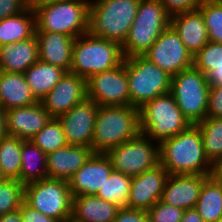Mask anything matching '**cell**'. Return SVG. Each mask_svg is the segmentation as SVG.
I'll return each mask as SVG.
<instances>
[{"label": "cell", "instance_id": "obj_1", "mask_svg": "<svg viewBox=\"0 0 222 222\" xmlns=\"http://www.w3.org/2000/svg\"><path fill=\"white\" fill-rule=\"evenodd\" d=\"M160 164L168 174L212 175L214 165L206 157L201 131L191 124L159 144Z\"/></svg>", "mask_w": 222, "mask_h": 222}, {"label": "cell", "instance_id": "obj_2", "mask_svg": "<svg viewBox=\"0 0 222 222\" xmlns=\"http://www.w3.org/2000/svg\"><path fill=\"white\" fill-rule=\"evenodd\" d=\"M140 133L139 109L127 106H99L92 138L93 153L106 154L110 149Z\"/></svg>", "mask_w": 222, "mask_h": 222}, {"label": "cell", "instance_id": "obj_3", "mask_svg": "<svg viewBox=\"0 0 222 222\" xmlns=\"http://www.w3.org/2000/svg\"><path fill=\"white\" fill-rule=\"evenodd\" d=\"M140 0H91L87 33L122 45L134 23Z\"/></svg>", "mask_w": 222, "mask_h": 222}, {"label": "cell", "instance_id": "obj_4", "mask_svg": "<svg viewBox=\"0 0 222 222\" xmlns=\"http://www.w3.org/2000/svg\"><path fill=\"white\" fill-rule=\"evenodd\" d=\"M123 61L119 43L86 33L74 40L70 73L88 80L92 75L111 70Z\"/></svg>", "mask_w": 222, "mask_h": 222}, {"label": "cell", "instance_id": "obj_5", "mask_svg": "<svg viewBox=\"0 0 222 222\" xmlns=\"http://www.w3.org/2000/svg\"><path fill=\"white\" fill-rule=\"evenodd\" d=\"M170 23L171 15L159 0H140L134 23L121 45L124 58L143 56Z\"/></svg>", "mask_w": 222, "mask_h": 222}, {"label": "cell", "instance_id": "obj_6", "mask_svg": "<svg viewBox=\"0 0 222 222\" xmlns=\"http://www.w3.org/2000/svg\"><path fill=\"white\" fill-rule=\"evenodd\" d=\"M139 120L140 132L159 144L191 125L171 92L159 95L139 108Z\"/></svg>", "mask_w": 222, "mask_h": 222}, {"label": "cell", "instance_id": "obj_7", "mask_svg": "<svg viewBox=\"0 0 222 222\" xmlns=\"http://www.w3.org/2000/svg\"><path fill=\"white\" fill-rule=\"evenodd\" d=\"M91 0H61L34 10L35 32H57L77 38L88 31Z\"/></svg>", "mask_w": 222, "mask_h": 222}, {"label": "cell", "instance_id": "obj_8", "mask_svg": "<svg viewBox=\"0 0 222 222\" xmlns=\"http://www.w3.org/2000/svg\"><path fill=\"white\" fill-rule=\"evenodd\" d=\"M210 84L207 75L195 66L180 71L171 78V93L190 124L207 117Z\"/></svg>", "mask_w": 222, "mask_h": 222}, {"label": "cell", "instance_id": "obj_9", "mask_svg": "<svg viewBox=\"0 0 222 222\" xmlns=\"http://www.w3.org/2000/svg\"><path fill=\"white\" fill-rule=\"evenodd\" d=\"M130 106L141 108L159 95L171 91V78L167 72L144 56L126 58Z\"/></svg>", "mask_w": 222, "mask_h": 222}, {"label": "cell", "instance_id": "obj_10", "mask_svg": "<svg viewBox=\"0 0 222 222\" xmlns=\"http://www.w3.org/2000/svg\"><path fill=\"white\" fill-rule=\"evenodd\" d=\"M72 195L68 181L44 178L24 186V201L47 217L70 222Z\"/></svg>", "mask_w": 222, "mask_h": 222}, {"label": "cell", "instance_id": "obj_11", "mask_svg": "<svg viewBox=\"0 0 222 222\" xmlns=\"http://www.w3.org/2000/svg\"><path fill=\"white\" fill-rule=\"evenodd\" d=\"M106 155L111 160L113 171L131 177L160 164L159 143L141 132L118 147L110 149Z\"/></svg>", "mask_w": 222, "mask_h": 222}, {"label": "cell", "instance_id": "obj_12", "mask_svg": "<svg viewBox=\"0 0 222 222\" xmlns=\"http://www.w3.org/2000/svg\"><path fill=\"white\" fill-rule=\"evenodd\" d=\"M87 97L99 106L130 105L126 58L119 66L92 75L87 80Z\"/></svg>", "mask_w": 222, "mask_h": 222}, {"label": "cell", "instance_id": "obj_13", "mask_svg": "<svg viewBox=\"0 0 222 222\" xmlns=\"http://www.w3.org/2000/svg\"><path fill=\"white\" fill-rule=\"evenodd\" d=\"M170 76L194 66V56L170 25L143 55Z\"/></svg>", "mask_w": 222, "mask_h": 222}, {"label": "cell", "instance_id": "obj_14", "mask_svg": "<svg viewBox=\"0 0 222 222\" xmlns=\"http://www.w3.org/2000/svg\"><path fill=\"white\" fill-rule=\"evenodd\" d=\"M99 105L86 97L58 117L68 145L92 147L95 119Z\"/></svg>", "mask_w": 222, "mask_h": 222}, {"label": "cell", "instance_id": "obj_15", "mask_svg": "<svg viewBox=\"0 0 222 222\" xmlns=\"http://www.w3.org/2000/svg\"><path fill=\"white\" fill-rule=\"evenodd\" d=\"M87 97V80L67 72L40 101L52 117L58 118Z\"/></svg>", "mask_w": 222, "mask_h": 222}, {"label": "cell", "instance_id": "obj_16", "mask_svg": "<svg viewBox=\"0 0 222 222\" xmlns=\"http://www.w3.org/2000/svg\"><path fill=\"white\" fill-rule=\"evenodd\" d=\"M168 175V171L158 164L153 169L132 177L128 208L148 211L161 199Z\"/></svg>", "mask_w": 222, "mask_h": 222}, {"label": "cell", "instance_id": "obj_17", "mask_svg": "<svg viewBox=\"0 0 222 222\" xmlns=\"http://www.w3.org/2000/svg\"><path fill=\"white\" fill-rule=\"evenodd\" d=\"M112 171L111 160L106 154L93 153L68 180L72 197L96 195Z\"/></svg>", "mask_w": 222, "mask_h": 222}, {"label": "cell", "instance_id": "obj_18", "mask_svg": "<svg viewBox=\"0 0 222 222\" xmlns=\"http://www.w3.org/2000/svg\"><path fill=\"white\" fill-rule=\"evenodd\" d=\"M211 175L169 174L161 201L184 210L195 208L203 183Z\"/></svg>", "mask_w": 222, "mask_h": 222}, {"label": "cell", "instance_id": "obj_19", "mask_svg": "<svg viewBox=\"0 0 222 222\" xmlns=\"http://www.w3.org/2000/svg\"><path fill=\"white\" fill-rule=\"evenodd\" d=\"M5 112L8 135L25 141L32 139L52 118L40 101Z\"/></svg>", "mask_w": 222, "mask_h": 222}, {"label": "cell", "instance_id": "obj_20", "mask_svg": "<svg viewBox=\"0 0 222 222\" xmlns=\"http://www.w3.org/2000/svg\"><path fill=\"white\" fill-rule=\"evenodd\" d=\"M93 154L91 147L67 145L47 154V177L68 181Z\"/></svg>", "mask_w": 222, "mask_h": 222}, {"label": "cell", "instance_id": "obj_21", "mask_svg": "<svg viewBox=\"0 0 222 222\" xmlns=\"http://www.w3.org/2000/svg\"><path fill=\"white\" fill-rule=\"evenodd\" d=\"M39 60L70 72L74 37L57 32H35Z\"/></svg>", "mask_w": 222, "mask_h": 222}, {"label": "cell", "instance_id": "obj_22", "mask_svg": "<svg viewBox=\"0 0 222 222\" xmlns=\"http://www.w3.org/2000/svg\"><path fill=\"white\" fill-rule=\"evenodd\" d=\"M170 25L193 56L209 42L205 20L199 9L172 15Z\"/></svg>", "mask_w": 222, "mask_h": 222}, {"label": "cell", "instance_id": "obj_23", "mask_svg": "<svg viewBox=\"0 0 222 222\" xmlns=\"http://www.w3.org/2000/svg\"><path fill=\"white\" fill-rule=\"evenodd\" d=\"M38 60L35 34L27 40L0 46V71L24 74Z\"/></svg>", "mask_w": 222, "mask_h": 222}, {"label": "cell", "instance_id": "obj_24", "mask_svg": "<svg viewBox=\"0 0 222 222\" xmlns=\"http://www.w3.org/2000/svg\"><path fill=\"white\" fill-rule=\"evenodd\" d=\"M119 208L96 195L72 198L71 222H113Z\"/></svg>", "mask_w": 222, "mask_h": 222}, {"label": "cell", "instance_id": "obj_25", "mask_svg": "<svg viewBox=\"0 0 222 222\" xmlns=\"http://www.w3.org/2000/svg\"><path fill=\"white\" fill-rule=\"evenodd\" d=\"M36 102L24 74L0 71V105L5 111Z\"/></svg>", "mask_w": 222, "mask_h": 222}, {"label": "cell", "instance_id": "obj_26", "mask_svg": "<svg viewBox=\"0 0 222 222\" xmlns=\"http://www.w3.org/2000/svg\"><path fill=\"white\" fill-rule=\"evenodd\" d=\"M66 73L64 69L38 60L24 75L33 96L37 101H41Z\"/></svg>", "mask_w": 222, "mask_h": 222}, {"label": "cell", "instance_id": "obj_27", "mask_svg": "<svg viewBox=\"0 0 222 222\" xmlns=\"http://www.w3.org/2000/svg\"><path fill=\"white\" fill-rule=\"evenodd\" d=\"M35 29V12L27 7L0 21V46L27 40L35 34Z\"/></svg>", "mask_w": 222, "mask_h": 222}, {"label": "cell", "instance_id": "obj_28", "mask_svg": "<svg viewBox=\"0 0 222 222\" xmlns=\"http://www.w3.org/2000/svg\"><path fill=\"white\" fill-rule=\"evenodd\" d=\"M47 155L30 140H22L19 181L27 184L47 178Z\"/></svg>", "mask_w": 222, "mask_h": 222}, {"label": "cell", "instance_id": "obj_29", "mask_svg": "<svg viewBox=\"0 0 222 222\" xmlns=\"http://www.w3.org/2000/svg\"><path fill=\"white\" fill-rule=\"evenodd\" d=\"M195 209L204 222L222 218V185L213 175L203 183Z\"/></svg>", "mask_w": 222, "mask_h": 222}, {"label": "cell", "instance_id": "obj_30", "mask_svg": "<svg viewBox=\"0 0 222 222\" xmlns=\"http://www.w3.org/2000/svg\"><path fill=\"white\" fill-rule=\"evenodd\" d=\"M22 139L7 135L0 139V171L5 179L19 181Z\"/></svg>", "mask_w": 222, "mask_h": 222}, {"label": "cell", "instance_id": "obj_31", "mask_svg": "<svg viewBox=\"0 0 222 222\" xmlns=\"http://www.w3.org/2000/svg\"><path fill=\"white\" fill-rule=\"evenodd\" d=\"M196 125L201 131L206 157L213 165L222 162V118L207 116Z\"/></svg>", "mask_w": 222, "mask_h": 222}, {"label": "cell", "instance_id": "obj_32", "mask_svg": "<svg viewBox=\"0 0 222 222\" xmlns=\"http://www.w3.org/2000/svg\"><path fill=\"white\" fill-rule=\"evenodd\" d=\"M132 177L112 171L96 196L115 204L119 209L128 208Z\"/></svg>", "mask_w": 222, "mask_h": 222}, {"label": "cell", "instance_id": "obj_33", "mask_svg": "<svg viewBox=\"0 0 222 222\" xmlns=\"http://www.w3.org/2000/svg\"><path fill=\"white\" fill-rule=\"evenodd\" d=\"M30 141L46 155L68 145L61 122L56 117H52Z\"/></svg>", "mask_w": 222, "mask_h": 222}, {"label": "cell", "instance_id": "obj_34", "mask_svg": "<svg viewBox=\"0 0 222 222\" xmlns=\"http://www.w3.org/2000/svg\"><path fill=\"white\" fill-rule=\"evenodd\" d=\"M198 9L204 17L209 41L222 43V0H202Z\"/></svg>", "mask_w": 222, "mask_h": 222}, {"label": "cell", "instance_id": "obj_35", "mask_svg": "<svg viewBox=\"0 0 222 222\" xmlns=\"http://www.w3.org/2000/svg\"><path fill=\"white\" fill-rule=\"evenodd\" d=\"M24 201V185L14 179H4L0 183V216L19 210Z\"/></svg>", "mask_w": 222, "mask_h": 222}, {"label": "cell", "instance_id": "obj_36", "mask_svg": "<svg viewBox=\"0 0 222 222\" xmlns=\"http://www.w3.org/2000/svg\"><path fill=\"white\" fill-rule=\"evenodd\" d=\"M222 65V43L209 41L194 55V66L205 75Z\"/></svg>", "mask_w": 222, "mask_h": 222}, {"label": "cell", "instance_id": "obj_37", "mask_svg": "<svg viewBox=\"0 0 222 222\" xmlns=\"http://www.w3.org/2000/svg\"><path fill=\"white\" fill-rule=\"evenodd\" d=\"M147 213L150 222H180L184 209L170 206L159 200L147 211Z\"/></svg>", "mask_w": 222, "mask_h": 222}, {"label": "cell", "instance_id": "obj_38", "mask_svg": "<svg viewBox=\"0 0 222 222\" xmlns=\"http://www.w3.org/2000/svg\"><path fill=\"white\" fill-rule=\"evenodd\" d=\"M207 116L212 118H222V84L210 86Z\"/></svg>", "mask_w": 222, "mask_h": 222}, {"label": "cell", "instance_id": "obj_39", "mask_svg": "<svg viewBox=\"0 0 222 222\" xmlns=\"http://www.w3.org/2000/svg\"><path fill=\"white\" fill-rule=\"evenodd\" d=\"M172 16L177 13L198 9L202 0H159Z\"/></svg>", "mask_w": 222, "mask_h": 222}, {"label": "cell", "instance_id": "obj_40", "mask_svg": "<svg viewBox=\"0 0 222 222\" xmlns=\"http://www.w3.org/2000/svg\"><path fill=\"white\" fill-rule=\"evenodd\" d=\"M113 222H150L147 211L122 208L119 209Z\"/></svg>", "mask_w": 222, "mask_h": 222}, {"label": "cell", "instance_id": "obj_41", "mask_svg": "<svg viewBox=\"0 0 222 222\" xmlns=\"http://www.w3.org/2000/svg\"><path fill=\"white\" fill-rule=\"evenodd\" d=\"M19 212L21 214L23 222H60L57 219L47 217L40 211L32 208L25 201L22 202L19 208Z\"/></svg>", "mask_w": 222, "mask_h": 222}, {"label": "cell", "instance_id": "obj_42", "mask_svg": "<svg viewBox=\"0 0 222 222\" xmlns=\"http://www.w3.org/2000/svg\"><path fill=\"white\" fill-rule=\"evenodd\" d=\"M26 8L25 0H0V21L17 15Z\"/></svg>", "mask_w": 222, "mask_h": 222}, {"label": "cell", "instance_id": "obj_43", "mask_svg": "<svg viewBox=\"0 0 222 222\" xmlns=\"http://www.w3.org/2000/svg\"><path fill=\"white\" fill-rule=\"evenodd\" d=\"M180 222H204L201 216L198 214L195 208L184 210L182 219Z\"/></svg>", "mask_w": 222, "mask_h": 222}, {"label": "cell", "instance_id": "obj_44", "mask_svg": "<svg viewBox=\"0 0 222 222\" xmlns=\"http://www.w3.org/2000/svg\"><path fill=\"white\" fill-rule=\"evenodd\" d=\"M207 78L210 85L222 84V65L211 71Z\"/></svg>", "mask_w": 222, "mask_h": 222}, {"label": "cell", "instance_id": "obj_45", "mask_svg": "<svg viewBox=\"0 0 222 222\" xmlns=\"http://www.w3.org/2000/svg\"><path fill=\"white\" fill-rule=\"evenodd\" d=\"M0 222H23L19 210L0 216Z\"/></svg>", "mask_w": 222, "mask_h": 222}, {"label": "cell", "instance_id": "obj_46", "mask_svg": "<svg viewBox=\"0 0 222 222\" xmlns=\"http://www.w3.org/2000/svg\"><path fill=\"white\" fill-rule=\"evenodd\" d=\"M61 0H25V4L28 8L35 10L36 8L45 4L54 3Z\"/></svg>", "mask_w": 222, "mask_h": 222}, {"label": "cell", "instance_id": "obj_47", "mask_svg": "<svg viewBox=\"0 0 222 222\" xmlns=\"http://www.w3.org/2000/svg\"><path fill=\"white\" fill-rule=\"evenodd\" d=\"M7 135L6 112L0 107V139Z\"/></svg>", "mask_w": 222, "mask_h": 222}, {"label": "cell", "instance_id": "obj_48", "mask_svg": "<svg viewBox=\"0 0 222 222\" xmlns=\"http://www.w3.org/2000/svg\"><path fill=\"white\" fill-rule=\"evenodd\" d=\"M212 175L222 185V162L214 164Z\"/></svg>", "mask_w": 222, "mask_h": 222}, {"label": "cell", "instance_id": "obj_49", "mask_svg": "<svg viewBox=\"0 0 222 222\" xmlns=\"http://www.w3.org/2000/svg\"><path fill=\"white\" fill-rule=\"evenodd\" d=\"M5 178L2 176L1 171H0V183L4 180Z\"/></svg>", "mask_w": 222, "mask_h": 222}]
</instances>
